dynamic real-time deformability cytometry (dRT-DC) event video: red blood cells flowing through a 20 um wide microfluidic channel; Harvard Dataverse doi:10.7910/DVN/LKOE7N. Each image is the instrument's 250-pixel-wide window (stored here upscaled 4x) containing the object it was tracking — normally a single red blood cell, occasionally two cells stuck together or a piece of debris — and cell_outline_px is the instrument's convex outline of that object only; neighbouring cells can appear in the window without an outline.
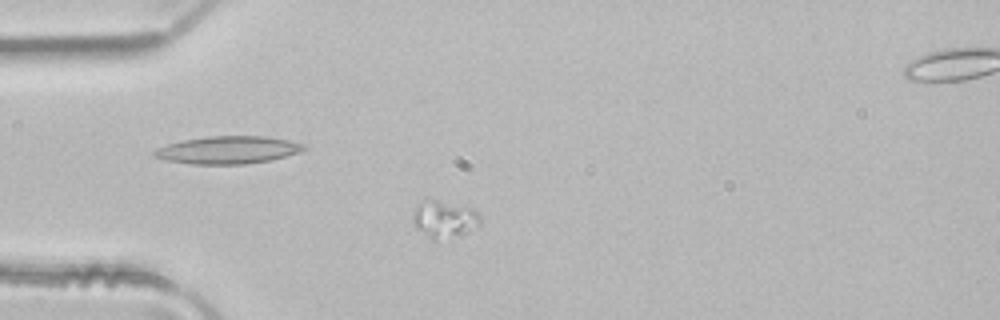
{"species": "common noctule bat (a hibernating species)", "species_latin": "Nyctalus noctula", "temperature_condition": "room temperature", "stored_images_in_passage": 6, "camera_frame_rate_fps": 3000, "um_per_image_px": 0.085, "animal": {"sex": "male", "body_mass_g": 21.5, "forearm_length_mm": 52.0}, "frame": {"image": 1, "passage_image": 5, "time_ms": 1.333, "image_size_px": [1000, 320], "cell_outline_px": [[480, 228], [464, 236], [436, 240], [432, 240], [416, 228], [412, 224], [412, 216], [416, 204], [424, 196], [472, 208], [480, 216]], "centroid_in_image_um": [37.76, 18.63], "position_along_channel_um": 47.2, "area_um2": 15.55}}